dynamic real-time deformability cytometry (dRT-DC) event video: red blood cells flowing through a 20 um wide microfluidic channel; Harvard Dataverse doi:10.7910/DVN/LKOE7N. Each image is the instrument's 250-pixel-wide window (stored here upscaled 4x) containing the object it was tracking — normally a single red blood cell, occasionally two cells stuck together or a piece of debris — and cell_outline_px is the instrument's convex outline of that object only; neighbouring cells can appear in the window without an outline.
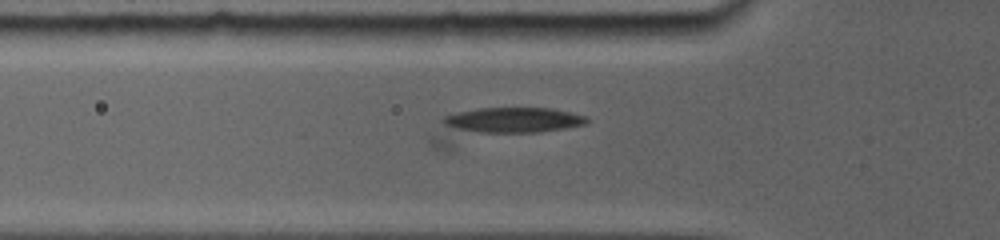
{"species": "common noctule bat (a hibernating species)", "species_latin": "Nyctalus noctula", "temperature_condition": "room temperature", "stored_images_in_passage": 7, "camera_frame_rate_fps": 5000, "um_per_image_px": 0.085, "animal": {"sex": "female", "body_mass_g": 19.0, "forearm_length_mm": 56.7}, "frame": {"image": 1, "passage_image": 4, "time_ms": 2.8, "image_size_px": [1000, 240], "cell_outline_px": [[588, 120], [584, 124], [536, 132], [488, 132], [460, 128], [444, 124], [444, 116], [460, 112], [480, 108], [552, 108], [584, 116]], "centroid_in_image_um": [43.68, 10.18], "position_along_channel_um": 82.1, "area_um2": 20.0}}